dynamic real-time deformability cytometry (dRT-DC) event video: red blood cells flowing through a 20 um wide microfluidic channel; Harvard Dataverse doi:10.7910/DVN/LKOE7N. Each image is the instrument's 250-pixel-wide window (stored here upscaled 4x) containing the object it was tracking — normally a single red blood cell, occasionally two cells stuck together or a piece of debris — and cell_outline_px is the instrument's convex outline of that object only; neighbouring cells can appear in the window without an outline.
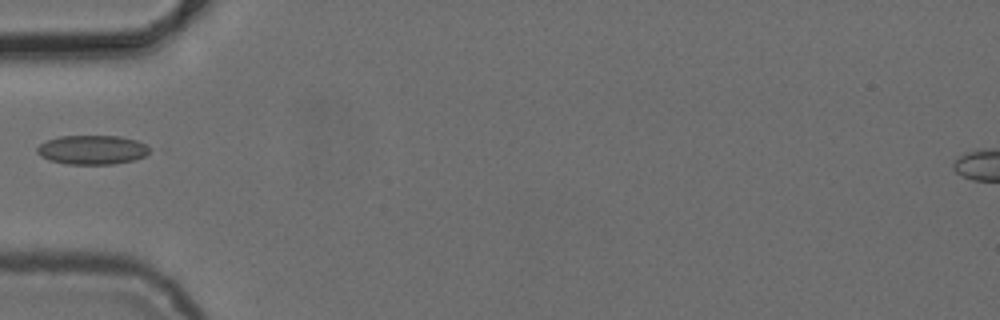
{"species": "common noctule bat (a hibernating species)", "species_latin": "Nyctalus noctula", "temperature_condition": "cold", "stored_images_in_passage": 1, "camera_frame_rate_fps": 3000, "um_per_image_px": 0.085, "animal": {"sex": "female", "body_mass_g": 24.6, "forearm_length_mm": 56.2}, "frame": {"image": 1, "passage_image": 1, "time_ms": 0.0, "image_size_px": [1000, 320], "cell_outline_px": [[152, 152], [144, 156], [132, 160], [112, 164], [68, 164], [48, 160], [40, 156], [36, 152], [36, 148], [40, 144], [48, 140], [60, 136], [120, 136], [136, 140], [152, 148]], "centroid_in_image_um": [7.84, 12.73], "position_along_channel_um": 77.2, "area_um2": 19.19}}